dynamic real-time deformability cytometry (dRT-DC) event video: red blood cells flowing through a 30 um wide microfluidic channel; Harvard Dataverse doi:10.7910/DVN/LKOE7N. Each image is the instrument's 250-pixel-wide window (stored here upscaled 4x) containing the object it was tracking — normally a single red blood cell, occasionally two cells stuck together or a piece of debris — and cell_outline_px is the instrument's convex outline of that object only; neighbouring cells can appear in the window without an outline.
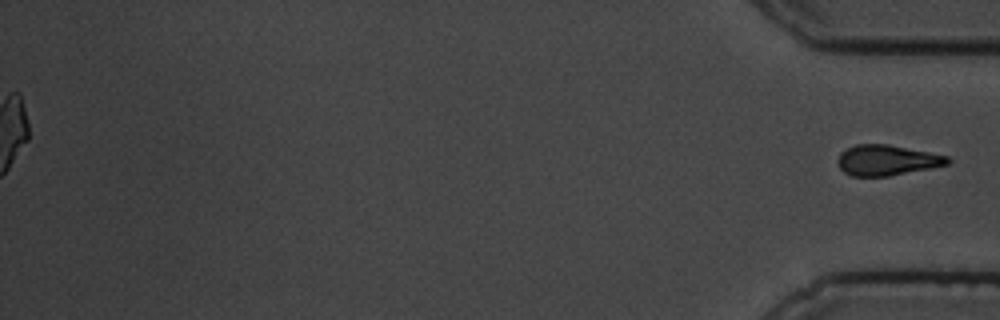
{"species": "common noctule bat (a hibernating species)", "species_latin": "Nyctalus noctula", "temperature_condition": "cold", "stored_images_in_passage": 16, "segment_of_instrument_passage": [2, 2], "camera_frame_rate_fps": 3000, "um_per_image_px": 0.085, "animal": {"sex": "male", "body_mass_g": 19.5, "forearm_length_mm": 54.6}, "frame": {"image": 1, "passage_image": 16, "time_ms": 19.333, "image_size_px": [1000, 320], "cell_outline_px": [[952, 160], [948, 164], [888, 176], [852, 176], [844, 172], [840, 168], [836, 160], [840, 152], [856, 144], [888, 144], [948, 156]], "centroid_in_image_um": [75.35, 13.61], "position_along_channel_um": 359.9, "area_um2": 19.36}}